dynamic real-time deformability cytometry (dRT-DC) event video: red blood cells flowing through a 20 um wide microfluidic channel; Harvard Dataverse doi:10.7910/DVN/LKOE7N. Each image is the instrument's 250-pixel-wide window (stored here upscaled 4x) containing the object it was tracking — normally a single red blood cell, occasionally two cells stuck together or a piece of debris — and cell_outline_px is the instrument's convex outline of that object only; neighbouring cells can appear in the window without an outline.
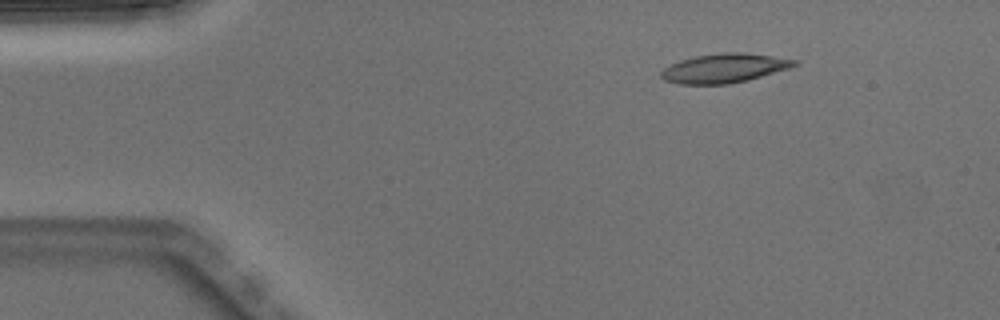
{"species": "Egyptian fruit bat (a non-hibernating species)", "species_latin": "Rousettus aegyptiacus", "temperature_condition": "warm", "stored_images_in_passage": 4, "camera_frame_rate_fps": 3000, "um_per_image_px": 0.085, "animal": {"sex": "male"}, "frame": {"image": 1, "passage_image": 2, "time_ms": 0.333, "image_size_px": [1000, 320], "cell_outline_px": [[800, 64], [788, 68], [748, 80], [728, 84], [680, 84], [664, 80], [660, 76], [660, 72], [664, 68], [680, 60], [696, 56], [724, 52], [744, 52], [800, 60]], "centroid_in_image_um": [61.58, 5.79], "position_along_channel_um": 23.4, "area_um2": 22.6}}